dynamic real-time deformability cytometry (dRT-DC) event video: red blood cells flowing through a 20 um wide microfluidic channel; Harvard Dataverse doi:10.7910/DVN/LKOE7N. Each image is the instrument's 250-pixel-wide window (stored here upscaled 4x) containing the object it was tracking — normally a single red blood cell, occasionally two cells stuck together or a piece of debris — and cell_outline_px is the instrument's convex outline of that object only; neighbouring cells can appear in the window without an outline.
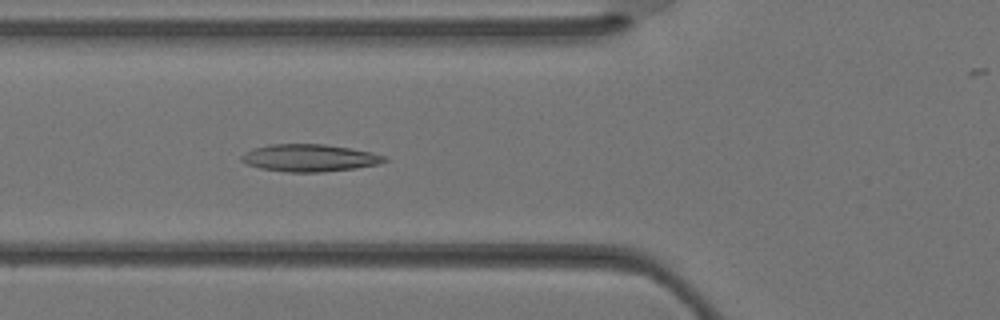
{"species": "Egyptian fruit bat (a non-hibernating species)", "species_latin": "Rousettus aegyptiacus", "temperature_condition": "warm", "stored_images_in_passage": 37, "camera_frame_rate_fps": 3000, "um_per_image_px": 0.085, "animal": {"sex": "female"}, "frame": {"image": 1, "passage_image": 14, "time_ms": 4.333, "image_size_px": [1000, 320], "cell_outline_px": [[388, 160], [380, 164], [356, 168], [320, 172], [288, 172], [260, 168], [248, 164], [240, 160], [240, 156], [244, 152], [252, 148], [268, 144], [324, 144], [372, 152], [384, 156]], "centroid_in_image_um": [26.28, 13.42], "position_along_channel_um": 99.5, "area_um2": 22.77}}
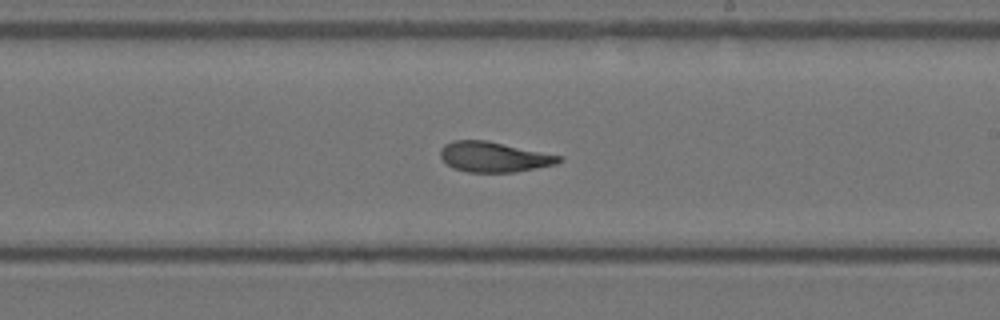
{"frame": {"image": 2, "passage_image": 22, "time_ms": 7.0, "image_size_px": [1000, 320], "cell_outline_px": [[564, 160], [556, 164], [536, 168], [512, 172], [468, 172], [452, 168], [440, 156], [440, 148], [444, 144], [452, 140], [488, 140], [564, 156]], "centroid_in_image_um": [42.0, 13.32], "position_along_channel_um": 247.0, "area_um2": 21.1}}
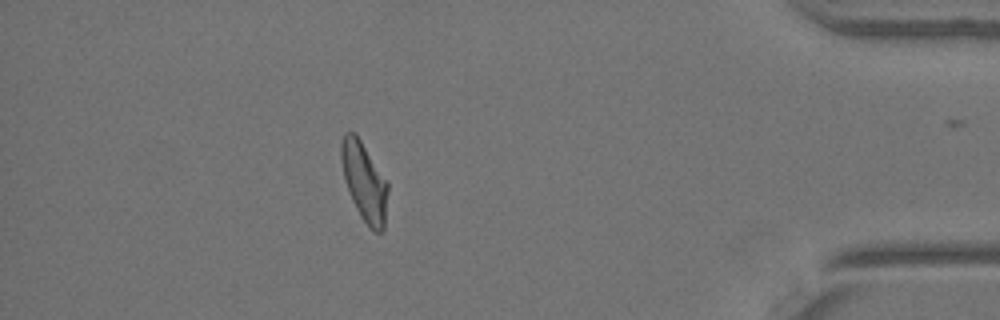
{"frame": {"image": 3, "passage_image": 33, "time_ms": 10.667, "image_size_px": [1000, 320], "cell_outline_px": [[388, 192], [384, 232], [372, 232], [360, 216], [352, 200], [344, 176], [340, 160], [340, 144], [344, 132], [352, 132], [360, 140], [388, 180]], "centroid_in_image_um": [30.98, 15.48], "position_along_channel_um": 404.2, "area_um2": 21.56}}